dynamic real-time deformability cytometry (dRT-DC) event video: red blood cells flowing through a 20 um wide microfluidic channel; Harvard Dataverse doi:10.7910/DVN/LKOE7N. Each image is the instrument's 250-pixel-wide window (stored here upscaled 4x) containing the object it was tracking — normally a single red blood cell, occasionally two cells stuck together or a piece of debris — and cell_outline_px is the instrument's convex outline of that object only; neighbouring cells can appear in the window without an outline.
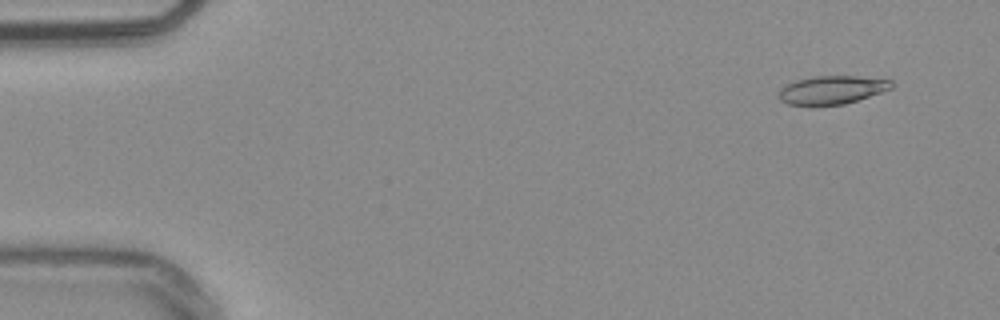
{"species": "common noctule bat (a hibernating species)", "species_latin": "Nyctalus noctula", "temperature_condition": "warm", "stored_images_in_passage": 54, "camera_frame_rate_fps": 3000, "um_per_image_px": 0.085, "animal": {"sex": "male", "body_mass_g": 20.4}, "frame": {"image": 1, "passage_image": 4, "time_ms": 1.0, "image_size_px": [1000, 320], "cell_outline_px": [[892, 88], [844, 104], [812, 108], [788, 104], [780, 100], [780, 88], [796, 80], [816, 76], [856, 76], [892, 80]], "centroid_in_image_um": [70.66, 7.68], "position_along_channel_um": 14.3, "area_um2": 18.84}}
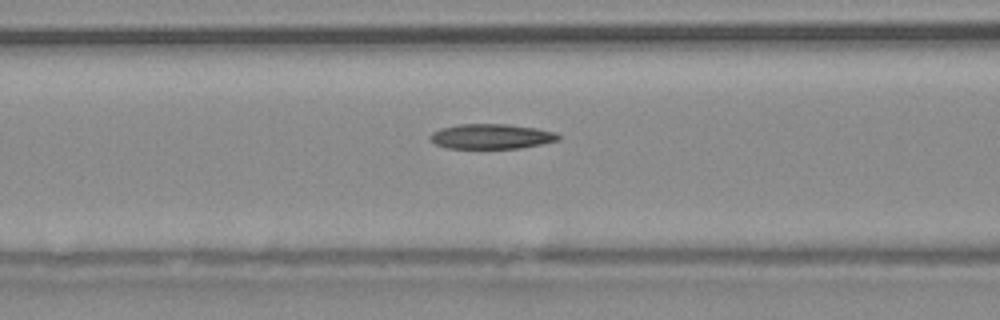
{"frame": {"image": 2, "passage_image": 22, "time_ms": 7.0, "image_size_px": [1000, 320], "cell_outline_px": [[560, 140], [520, 148], [448, 148], [436, 144], [428, 136], [432, 132], [440, 128], [460, 124], [508, 124], [536, 128], [556, 132], [560, 136]], "centroid_in_image_um": [41.77, 11.59], "position_along_channel_um": 124.8, "area_um2": 18.61}}
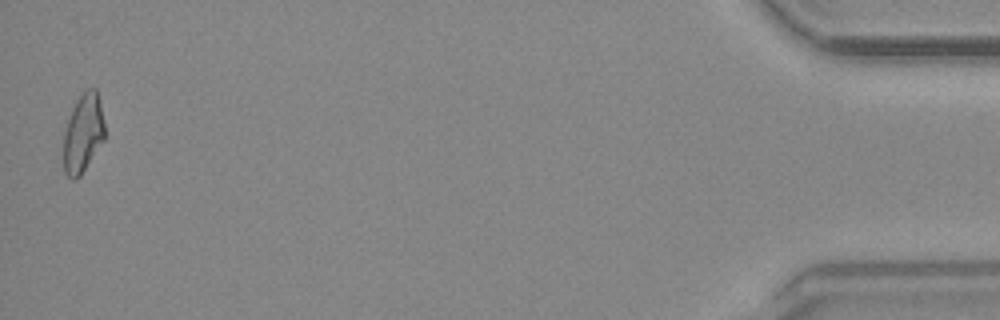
{"frame": {"image": 3, "passage_image": 53, "time_ms": 17.333, "image_size_px": [1000, 320], "cell_outline_px": [[104, 140], [80, 176], [76, 180], [72, 180], [64, 172], [64, 132], [72, 108], [76, 100], [88, 88], [96, 88], [104, 120]], "centroid_in_image_um": [7.06, 11.34], "position_along_channel_um": 428.1, "area_um2": 18.73}, "authors_computed_cell_mechanics": {"area_um2": 18.8428, "velocity_mm_per_s": 3.8099, "shape_relaxation_time_tau1_ms": null, "shape_relaxation_time_tau2_ms": 4.8742, "deformation_change_tau1": null, "deformation_change_tau2": 0.1445}}